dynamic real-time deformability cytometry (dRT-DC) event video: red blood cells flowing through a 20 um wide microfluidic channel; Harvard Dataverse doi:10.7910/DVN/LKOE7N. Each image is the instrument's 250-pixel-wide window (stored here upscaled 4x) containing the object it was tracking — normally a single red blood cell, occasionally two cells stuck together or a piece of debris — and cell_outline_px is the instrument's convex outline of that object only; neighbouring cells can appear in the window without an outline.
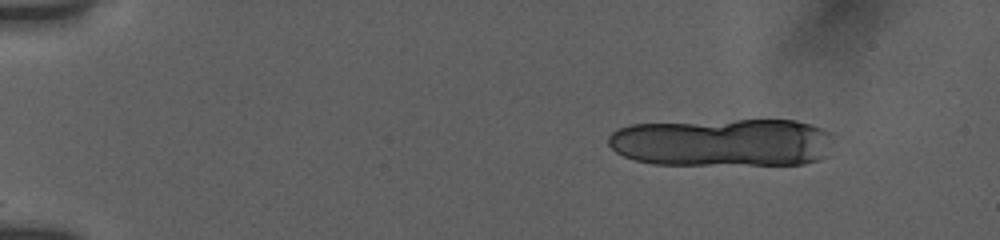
{"species": "human", "species_latin": "Homo sapiens", "temperature_condition": "room temperature", "stored_images_in_passage": 12, "camera_frame_rate_fps": 3000, "um_per_image_px": 0.085, "donor": {"sex": "female"}, "frame": {"image": 1, "passage_image": 2, "time_ms": 0.333, "image_size_px": [1000, 240], "cell_outline_px": [[832, 136], [824, 156], [816, 160], [804, 164], [652, 164], [636, 160], [624, 156], [616, 152], [608, 144], [608, 136], [616, 128], [632, 124], [736, 120], [796, 120], [812, 124], [832, 132]], "centroid_in_image_um": [61.39, 12.1], "position_along_channel_um": 23.6, "area_um2": 63.12}}